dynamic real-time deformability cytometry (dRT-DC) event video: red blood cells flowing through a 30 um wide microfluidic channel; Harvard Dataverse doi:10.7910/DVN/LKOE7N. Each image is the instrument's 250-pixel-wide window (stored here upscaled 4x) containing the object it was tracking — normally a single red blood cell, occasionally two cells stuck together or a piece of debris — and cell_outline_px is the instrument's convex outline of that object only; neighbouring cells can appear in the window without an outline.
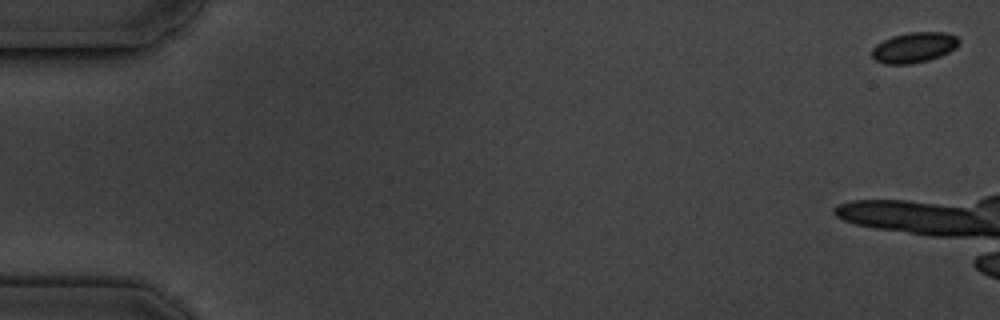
{"species": "common noctule bat (a hibernating species)", "species_latin": "Nyctalus noctula", "temperature_condition": "cold", "stored_images_in_passage": 3, "camera_frame_rate_fps": 3000, "um_per_image_px": 0.085, "animal": {"sex": "male", "body_mass_g": 19.5, "forearm_length_mm": 54.6}, "frame": {"image": 1, "passage_image": 1, "time_ms": 0.0, "image_size_px": [1000, 320], "cell_outline_px": [[960, 40], [956, 48], [940, 56], [928, 60], [912, 64], [884, 64], [876, 60], [872, 56], [872, 48], [876, 44], [892, 36], [908, 32], [944, 32], [956, 36]], "centroid_in_image_um": [77.69, 4.03], "position_along_channel_um": 7.3, "area_um2": 15.43}}